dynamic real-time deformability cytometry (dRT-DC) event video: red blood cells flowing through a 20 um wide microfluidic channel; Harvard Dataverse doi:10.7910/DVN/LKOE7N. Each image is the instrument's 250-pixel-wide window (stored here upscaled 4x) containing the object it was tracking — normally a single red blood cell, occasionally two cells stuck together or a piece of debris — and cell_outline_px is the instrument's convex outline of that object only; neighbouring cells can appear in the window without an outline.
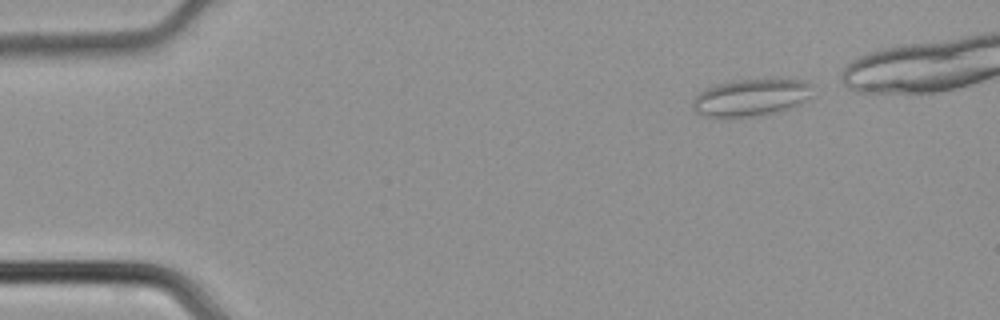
{"species": "common noctule bat (a hibernating species)", "species_latin": "Nyctalus noctula", "temperature_condition": "cold", "stored_images_in_passage": 34, "camera_frame_rate_fps": 3000, "um_per_image_px": 0.085, "animal": {"sex": "male", "body_mass_g": 21.5, "forearm_length_mm": 52.0}, "frame": {"image": 1, "passage_image": 2, "time_ms": 0.333, "image_size_px": [1000, 320], "cell_outline_px": [[812, 96], [800, 104], [788, 108], [772, 112], [752, 116], [704, 116], [696, 112], [692, 108], [692, 100], [704, 88], [716, 84], [736, 80], [808, 80], [812, 84]], "centroid_in_image_um": [63.83, 8.27], "position_along_channel_um": 21.2, "area_um2": 25.61}}
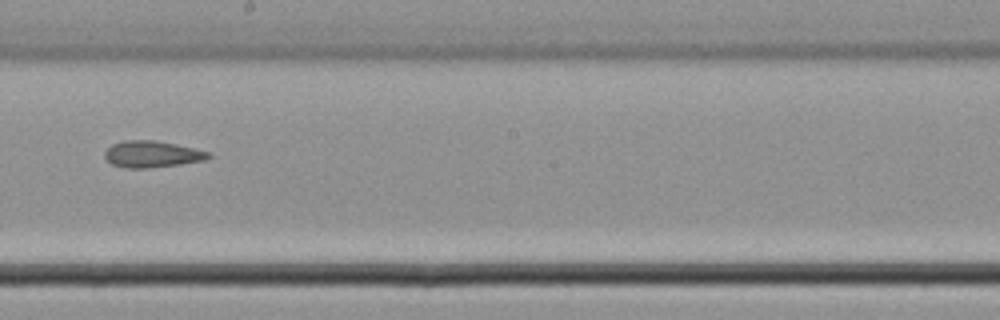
{"frame": {"image": 2, "passage_image": 22, "time_ms": 7.0, "image_size_px": [1000, 320], "cell_outline_px": [[212, 156], [204, 160], [180, 164], [148, 168], [124, 168], [112, 164], [104, 156], [104, 152], [112, 144], [124, 140], [156, 140], [176, 144], [212, 152]], "centroid_in_image_um": [12.93, 13.1], "position_along_channel_um": 235.3, "area_um2": 16.13}}
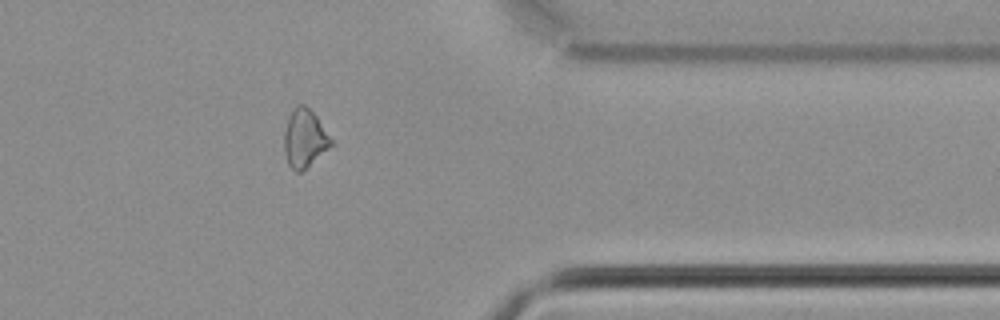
{"frame": {"image": 3, "passage_image": 33, "time_ms": 10.667, "image_size_px": [1000, 320], "cell_outline_px": [[332, 144], [328, 148], [300, 172], [296, 172], [288, 164], [284, 152], [284, 132], [288, 116], [292, 108], [296, 104], [304, 104], [316, 116], [332, 140]], "centroid_in_image_um": [25.84, 11.73], "position_along_channel_um": 385.6, "area_um2": 15.61}}